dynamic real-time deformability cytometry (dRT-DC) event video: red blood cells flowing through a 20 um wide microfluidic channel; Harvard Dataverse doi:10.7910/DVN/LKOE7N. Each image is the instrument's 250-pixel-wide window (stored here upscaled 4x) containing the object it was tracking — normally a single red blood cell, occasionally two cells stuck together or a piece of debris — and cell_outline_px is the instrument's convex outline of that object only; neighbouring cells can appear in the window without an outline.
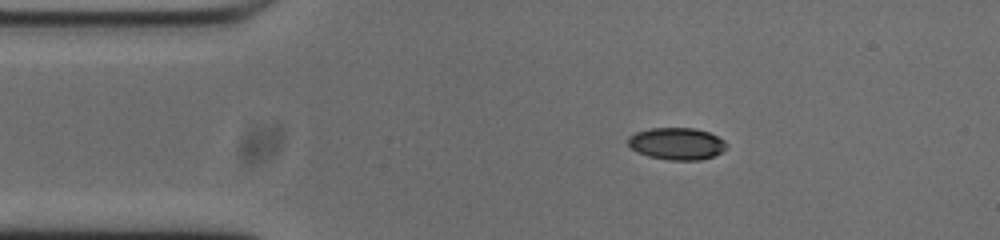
{"species": "common noctule bat (a hibernating species)", "species_latin": "Nyctalus noctula", "temperature_condition": "cold", "stored_images_in_passage": 46, "camera_frame_rate_fps": 3000, "um_per_image_px": 0.085, "animal": {"sex": "male", "body_mass_g": 20.0, "forearm_length_mm": 53.3}, "frame": {"image": 1, "passage_image": 1, "time_ms": 0.0, "image_size_px": [1000, 240], "cell_outline_px": [[728, 144], [720, 152], [712, 156], [700, 160], [668, 160], [648, 156], [636, 152], [628, 144], [628, 136], [636, 132], [652, 128], [696, 128], [708, 132], [724, 140]], "centroid_in_image_um": [57.5, 12.21], "position_along_channel_um": 27.5, "area_um2": 18.32}}
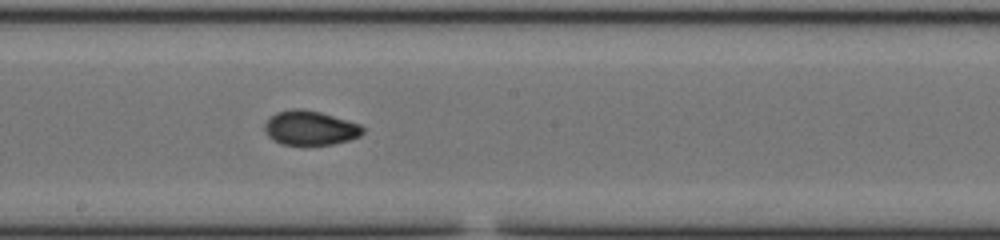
{"frame": {"image": 2, "passage_image": 20, "time_ms": 6.333, "image_size_px": [1000, 240], "cell_outline_px": [[364, 132], [360, 136], [348, 140], [332, 144], [280, 144], [272, 140], [268, 136], [264, 128], [264, 124], [268, 116], [276, 112], [292, 108], [300, 108], [320, 112], [360, 124], [364, 128]], "centroid_in_image_um": [26.32, 10.86], "position_along_channel_um": 221.9, "area_um2": 19.71}}
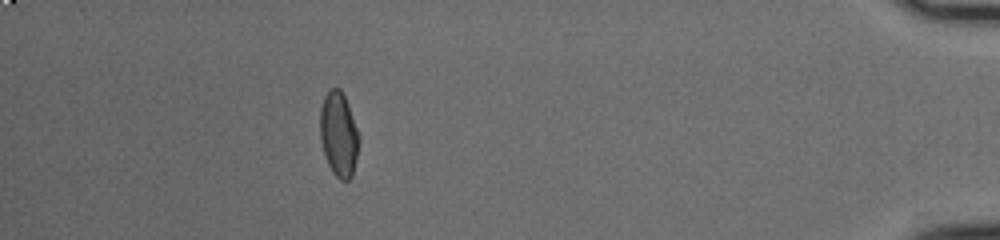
{"frame": {"image": 3, "passage_image": 40, "time_ms": 13.0, "image_size_px": [1000, 240], "cell_outline_px": [[360, 140], [352, 176], [348, 180], [340, 180], [332, 172], [328, 164], [320, 140], [320, 108], [324, 96], [332, 88], [340, 88], [348, 104], [360, 136]], "centroid_in_image_um": [28.79, 11.42], "position_along_channel_um": 406.4, "area_um2": 19.19}, "authors_computed_cell_mechanics": {"area_um2": 19.1896, "velocity_mm_per_s": 3.7321, "shape_relaxation_time_tau1_ms": 6.6625, "shape_relaxation_time_tau2_ms": 2.2386, "deformation_change_tau1": 0.155, "deformation_change_tau2": 0.0542}}